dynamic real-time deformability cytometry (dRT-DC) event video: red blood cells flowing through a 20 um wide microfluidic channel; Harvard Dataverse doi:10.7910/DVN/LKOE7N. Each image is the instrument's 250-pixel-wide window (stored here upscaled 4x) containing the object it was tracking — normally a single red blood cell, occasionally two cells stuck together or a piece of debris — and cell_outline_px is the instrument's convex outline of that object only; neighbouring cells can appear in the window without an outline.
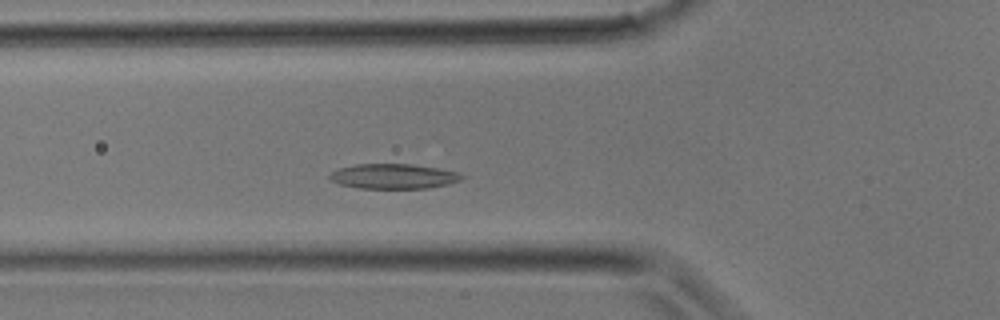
{"species": "common noctule bat (a hibernating species)", "species_latin": "Nyctalus noctula", "temperature_condition": "room temperature", "stored_images_in_passage": 22, "camera_frame_rate_fps": 3000, "um_per_image_px": 0.085, "animal": {"sex": "male", "body_mass_g": 17.9}, "frame": {"image": 1, "passage_image": 3, "time_ms": 0.667, "image_size_px": [1000, 320], "cell_outline_px": [[464, 176], [460, 180], [448, 184], [428, 188], [356, 188], [340, 184], [332, 180], [328, 176], [332, 172], [340, 168], [356, 164], [412, 164], [436, 168], [456, 172]], "centroid_in_image_um": [33.43, 14.99], "position_along_channel_um": 92.4, "area_um2": 18.96}}
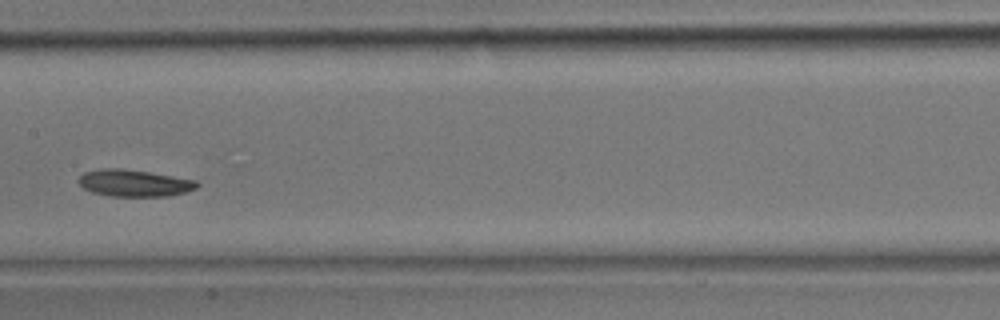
{"frame": {"image": 2, "passage_image": 8, "time_ms": 2.333, "image_size_px": [1000, 320], "cell_outline_px": [[200, 184], [196, 188], [184, 192], [168, 196], [112, 196], [92, 192], [84, 188], [76, 180], [84, 172], [100, 168], [120, 168], [148, 172], [196, 180]], "centroid_in_image_um": [11.38, 15.55], "position_along_channel_um": 196.0, "area_um2": 18.44}}
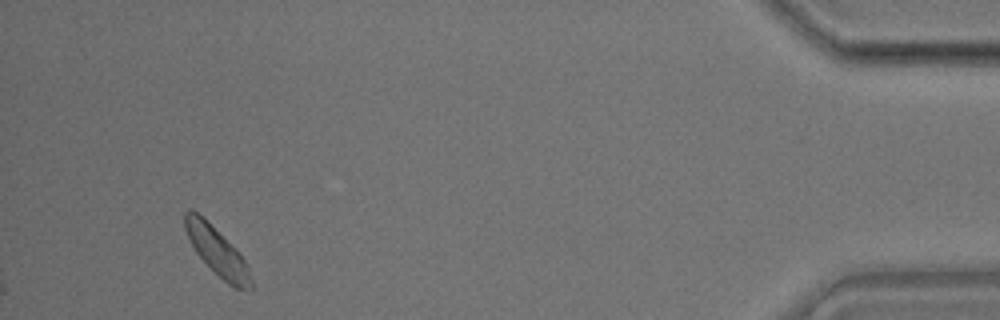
{"frame": {"image": 3, "passage_image": 22, "time_ms": 7.0, "image_size_px": [1000, 320], "cell_outline_px": [[252, 288], [236, 288], [228, 284], [196, 252], [184, 228], [184, 212], [188, 208], [192, 208], [244, 260], [248, 268], [252, 280]], "centroid_in_image_um": [18.41, 21.37], "position_along_channel_um": 416.8, "area_um2": 17.05}}